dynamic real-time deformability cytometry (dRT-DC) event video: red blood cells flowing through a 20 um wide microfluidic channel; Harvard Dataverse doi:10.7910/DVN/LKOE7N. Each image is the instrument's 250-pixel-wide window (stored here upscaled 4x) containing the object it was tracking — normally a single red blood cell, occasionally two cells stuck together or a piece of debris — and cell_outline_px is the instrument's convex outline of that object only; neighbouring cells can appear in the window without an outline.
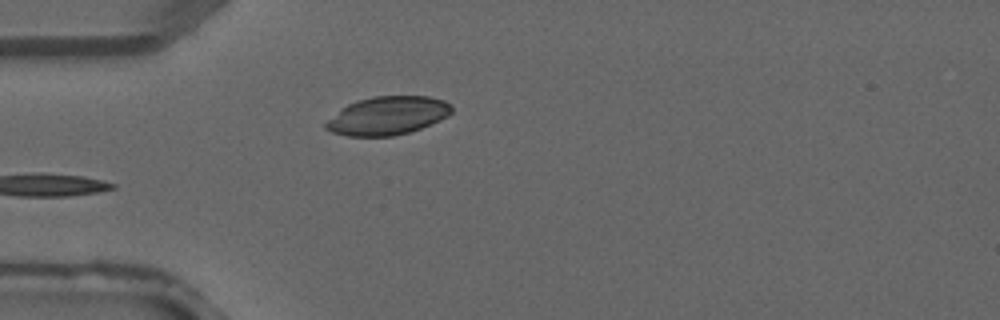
{"species": "common noctule bat (a hibernating species)", "species_latin": "Nyctalus noctula", "temperature_condition": "warm", "stored_images_in_passage": 1, "camera_frame_rate_fps": 3000, "um_per_image_px": 0.085, "animal": {"sex": "male", "forearm_length_mm": 52.5}, "frame": {"image": 1, "passage_image": 1, "time_ms": 0.0, "image_size_px": [1000, 320], "cell_outline_px": [[452, 112], [448, 116], [440, 120], [420, 128], [408, 132], [392, 136], [348, 136], [332, 132], [324, 128], [324, 124], [328, 120], [348, 104], [356, 100], [372, 96], [428, 96], [444, 100], [452, 104]], "centroid_in_image_um": [32.96, 9.82], "position_along_channel_um": 52.0, "area_um2": 28.03}}